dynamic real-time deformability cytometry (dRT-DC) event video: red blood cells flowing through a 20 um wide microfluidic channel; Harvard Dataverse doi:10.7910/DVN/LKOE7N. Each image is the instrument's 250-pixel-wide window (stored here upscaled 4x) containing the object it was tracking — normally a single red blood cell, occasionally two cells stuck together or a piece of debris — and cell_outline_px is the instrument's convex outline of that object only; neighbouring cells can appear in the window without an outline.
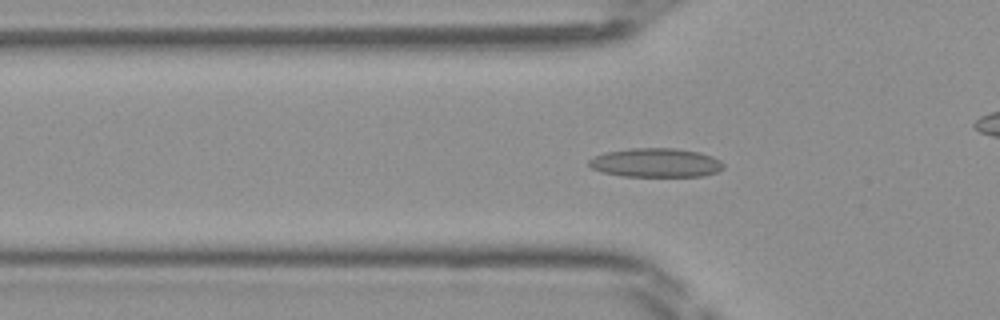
{"species": "Egyptian fruit bat (a non-hibernating species)", "species_latin": "Rousettus aegyptiacus", "temperature_condition": "room temperature", "stored_images_in_passage": 44, "camera_frame_rate_fps": 3000, "um_per_image_px": 0.085, "frame": {"image": 1, "passage_image": 16, "time_ms": 5.0, "image_size_px": [1000, 320], "cell_outline_px": [[724, 168], [716, 172], [704, 176], [620, 176], [600, 172], [592, 168], [588, 164], [588, 160], [592, 156], [604, 152], [628, 148], [676, 148], [700, 152], [712, 156], [720, 160], [724, 164]], "centroid_in_image_um": [55.71, 13.82], "position_along_channel_um": 70.1, "area_um2": 23.06}}
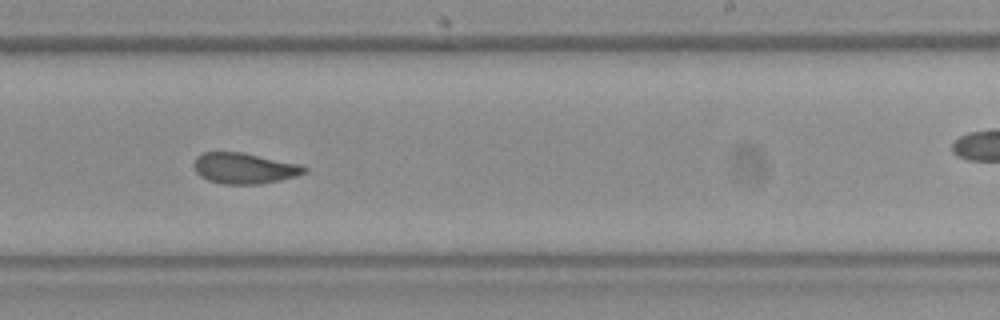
{"frame": {"image": 2, "passage_image": 30, "time_ms": 9.667, "image_size_px": [1000, 320], "cell_outline_px": [[308, 172], [296, 176], [280, 180], [260, 184], [224, 184], [208, 180], [200, 176], [196, 172], [192, 164], [196, 156], [204, 152], [244, 152], [304, 164], [308, 168]], "centroid_in_image_um": [20.81, 14.29], "position_along_channel_um": 268.2, "area_um2": 20.29}}
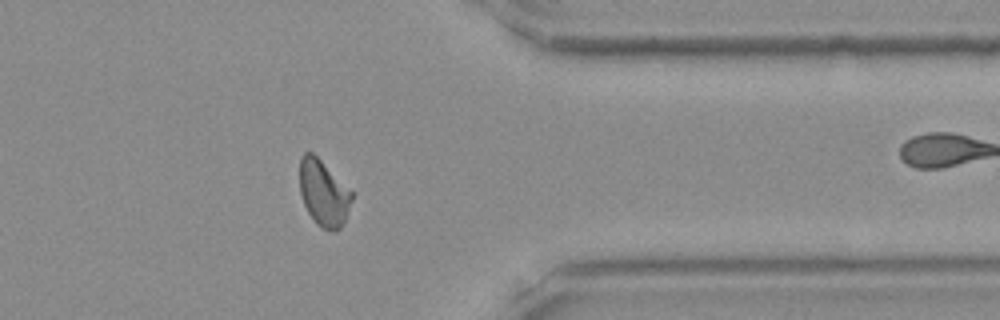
{"frame": {"image": 3, "passage_image": 39, "time_ms": 12.667, "image_size_px": [1000, 320], "cell_outline_px": [[352, 200], [344, 224], [340, 228], [332, 232], [320, 228], [316, 224], [308, 212], [304, 204], [300, 192], [300, 156], [304, 152], [312, 152], [352, 192]], "centroid_in_image_um": [27.49, 16.45], "position_along_channel_um": 383.9, "area_um2": 19.94}}